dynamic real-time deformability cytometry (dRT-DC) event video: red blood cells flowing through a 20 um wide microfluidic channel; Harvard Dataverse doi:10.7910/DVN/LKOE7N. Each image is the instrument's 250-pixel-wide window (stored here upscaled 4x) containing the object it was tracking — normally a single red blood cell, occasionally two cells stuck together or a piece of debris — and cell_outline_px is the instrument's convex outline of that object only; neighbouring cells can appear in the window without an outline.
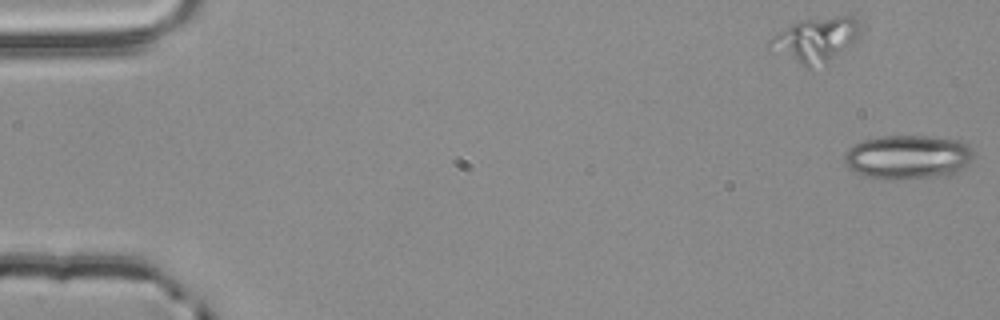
{"species": "common noctule bat (a hibernating species)", "species_latin": "Nyctalus noctula", "temperature_condition": "room temperature", "stored_images_in_passage": 54, "camera_frame_rate_fps": 3000, "um_per_image_px": 0.085, "animal": {"sex": "male", "body_mass_g": 20.4}, "frame": {"image": 1, "passage_image": 1, "time_ms": 0.0, "image_size_px": [1000, 320], "cell_outline_px": [[972, 160], [960, 172], [944, 176], [908, 180], [884, 180], [864, 176], [848, 168], [844, 164], [844, 152], [852, 144], [864, 140], [880, 136], [924, 136], [964, 140], [972, 148]], "centroid_in_image_um": [77.17, 13.37], "position_along_channel_um": 7.8, "area_um2": 34.16}}
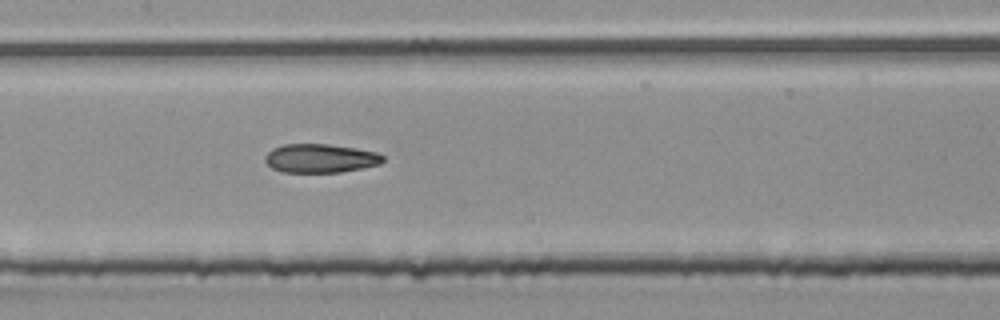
{"frame": {"image": 2, "passage_image": 27, "time_ms": 8.667, "image_size_px": [1000, 320], "cell_outline_px": [[384, 160], [380, 164], [364, 168], [340, 172], [280, 172], [272, 168], [264, 160], [264, 156], [272, 148], [284, 144], [328, 144], [356, 148], [376, 152], [384, 156]], "centroid_in_image_um": [27.22, 13.46], "position_along_channel_um": 180.2, "area_um2": 19.88}}
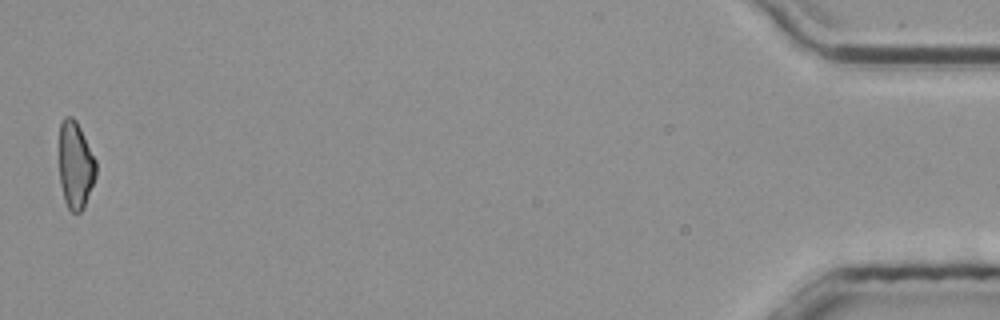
{"frame": {"image": 3, "passage_image": 54, "time_ms": 17.667, "image_size_px": [1000, 320], "cell_outline_px": [[96, 176], [84, 208], [80, 212], [72, 212], [68, 208], [64, 200], [60, 184], [60, 124], [64, 116], [72, 116], [76, 120], [96, 160]], "centroid_in_image_um": [6.42, 14.05], "position_along_channel_um": 428.8, "area_um2": 18.67}, "authors_computed_cell_mechanics": {"area_um2": 20.2878, "velocity_mm_per_s": 3.8729, "shape_relaxation_time_tau1_ms": 6.5132, "shape_relaxation_time_tau2_ms": 4.3193, "deformation_change_tau1": 0.1656, "deformation_change_tau2": 0.1294}}